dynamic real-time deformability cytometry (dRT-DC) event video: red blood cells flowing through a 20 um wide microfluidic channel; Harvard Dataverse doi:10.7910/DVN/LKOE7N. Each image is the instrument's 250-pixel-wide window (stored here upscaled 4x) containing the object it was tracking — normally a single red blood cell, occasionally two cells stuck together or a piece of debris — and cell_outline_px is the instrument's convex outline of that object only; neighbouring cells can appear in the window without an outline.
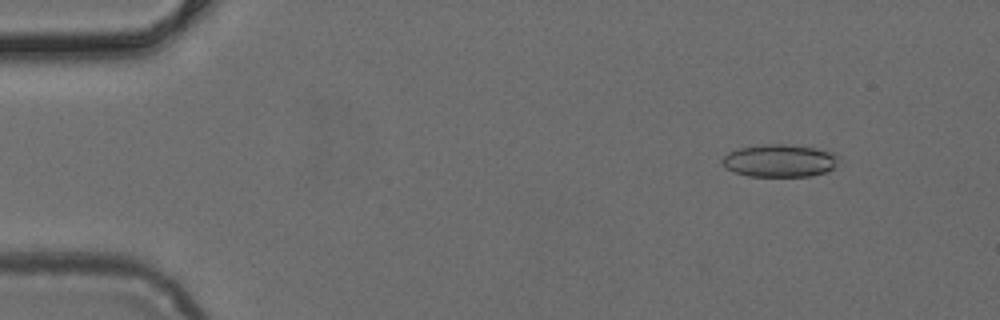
{"species": "common noctule bat (a hibernating species)", "species_latin": "Nyctalus noctula", "temperature_condition": "cold", "stored_images_in_passage": 6, "camera_frame_rate_fps": 3000, "um_per_image_px": 0.085, "animal": {"sex": "female", "body_mass_g": 24.6, "forearm_length_mm": 56.2}, "frame": {"image": 1, "passage_image": 2, "time_ms": 0.333, "image_size_px": [1000, 320], "cell_outline_px": [[840, 160], [832, 168], [824, 172], [808, 176], [748, 176], [732, 172], [720, 160], [728, 152], [736, 148], [760, 144], [792, 144], [816, 148], [836, 152], [840, 156]], "centroid_in_image_um": [66.28, 13.63], "position_along_channel_um": 18.7, "area_um2": 22.48}}
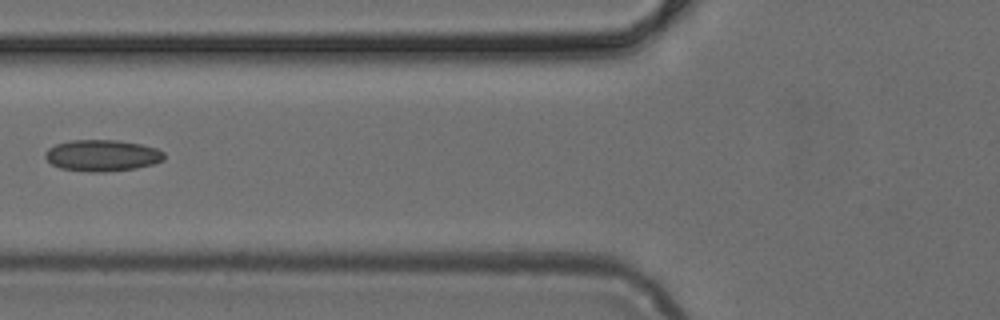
{"frame": {"image": 2, "passage_image": 6, "time_ms": 1.667, "image_size_px": [1000, 320], "cell_outline_px": [[164, 160], [152, 164], [136, 168], [104, 172], [92, 172], [60, 168], [52, 164], [44, 156], [44, 152], [48, 148], [56, 144], [72, 140], [116, 140], [140, 144], [156, 148], [164, 152]], "centroid_in_image_um": [8.67, 13.21], "position_along_channel_um": 117.1, "area_um2": 21.73}}